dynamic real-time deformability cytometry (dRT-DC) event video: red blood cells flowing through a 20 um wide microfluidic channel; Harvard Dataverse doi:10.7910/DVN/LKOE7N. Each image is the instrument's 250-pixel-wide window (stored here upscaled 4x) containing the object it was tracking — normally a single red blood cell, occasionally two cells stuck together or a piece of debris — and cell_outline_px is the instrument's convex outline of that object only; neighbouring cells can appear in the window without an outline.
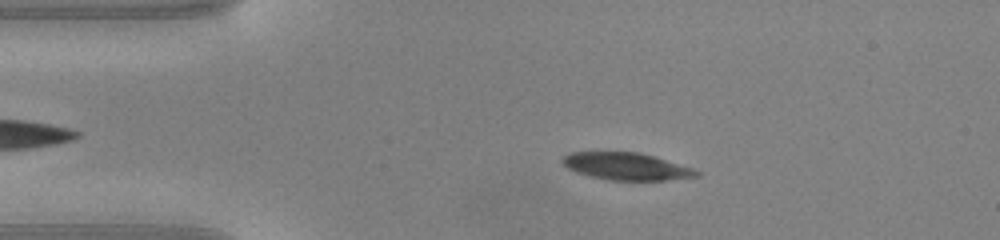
{"species": "common noctule bat (a hibernating species)", "species_latin": "Nyctalus noctula", "temperature_condition": "warm", "stored_images_in_passage": 43, "camera_frame_rate_fps": 3000, "um_per_image_px": 0.085, "animal": {"sex": "male", "body_mass_g": 20.0, "forearm_length_mm": 53.3}, "frame": {"image": 1, "passage_image": 9, "time_ms": 2.667, "image_size_px": [1000, 240], "cell_outline_px": [[700, 176], [664, 180], [608, 180], [592, 176], [568, 168], [560, 160], [568, 152], [636, 152], [652, 156], [692, 168], [700, 172]], "centroid_in_image_um": [53.23, 14.14], "position_along_channel_um": 31.8, "area_um2": 20.87}}
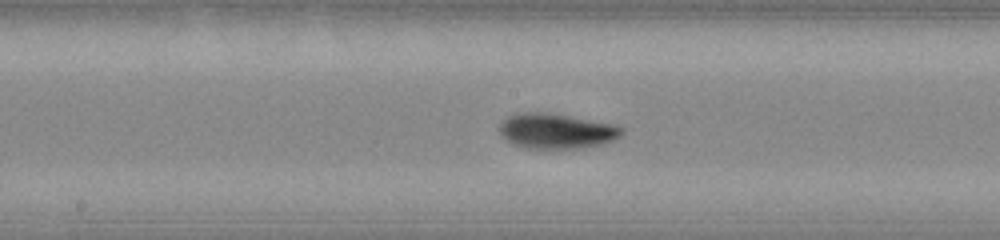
{"frame": {"image": 2, "passage_image": 24, "time_ms": 7.667, "image_size_px": [1000, 240], "cell_outline_px": [[624, 128], [620, 136], [612, 140], [600, 144], [576, 148], [524, 148], [512, 144], [500, 132], [500, 124], [508, 116], [516, 112], [548, 112], [616, 124]], "centroid_in_image_um": [47.29, 11.12], "position_along_channel_um": 200.9, "area_um2": 24.97}}
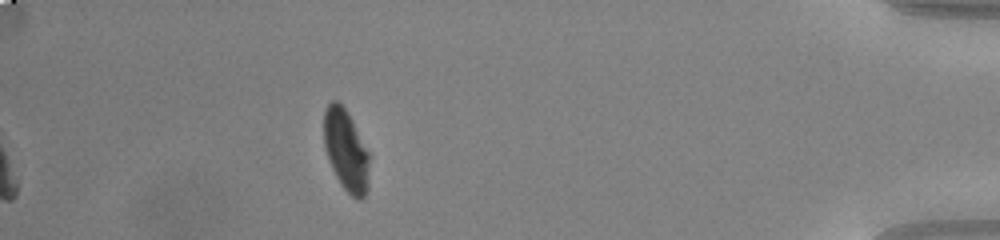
{"frame": {"image": 3, "passage_image": 43, "time_ms": 14.0, "image_size_px": [1000, 240], "cell_outline_px": [[368, 188], [364, 196], [360, 200], [356, 200], [340, 184], [332, 168], [324, 144], [324, 108], [332, 100], [336, 100], [348, 112], [368, 152]], "centroid_in_image_um": [29.4, 12.77], "position_along_channel_um": 405.8, "area_um2": 21.27}, "authors_computed_cell_mechanics": {"area_um2": 22.9466, "velocity_mm_per_s": 4.1283, "shape_relaxation_time_tau1_ms": 2.5429, "shape_relaxation_time_tau2_ms": 4.316, "deformation_change_tau1": 0.163, "deformation_change_tau2": 0.0866}}